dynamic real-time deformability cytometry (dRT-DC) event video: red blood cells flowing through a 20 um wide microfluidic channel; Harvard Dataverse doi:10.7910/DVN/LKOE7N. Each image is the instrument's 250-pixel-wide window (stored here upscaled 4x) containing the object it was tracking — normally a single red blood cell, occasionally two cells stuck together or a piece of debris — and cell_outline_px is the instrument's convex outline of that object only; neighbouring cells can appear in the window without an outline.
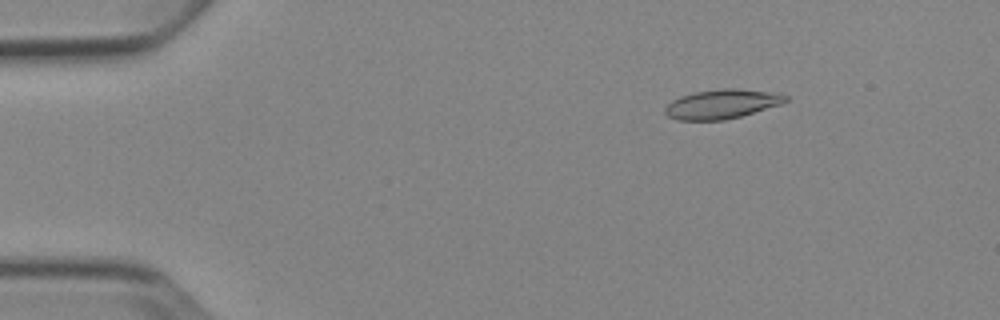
{"species": "Egyptian fruit bat (a non-hibernating species)", "species_latin": "Rousettus aegyptiacus", "temperature_condition": "cold", "stored_images_in_passage": 3, "camera_frame_rate_fps": 3000, "um_per_image_px": 0.085, "animal": {"sex": "female"}, "frame": {"image": 1, "passage_image": 1, "time_ms": 0.0, "image_size_px": [1000, 320], "cell_outline_px": [[788, 100], [784, 104], [740, 116], [724, 120], [676, 120], [668, 116], [664, 112], [664, 108], [672, 100], [680, 96], [692, 92], [724, 88], [736, 88], [780, 92], [788, 96]], "centroid_in_image_um": [61.41, 8.83], "position_along_channel_um": 23.6, "area_um2": 20.98}}